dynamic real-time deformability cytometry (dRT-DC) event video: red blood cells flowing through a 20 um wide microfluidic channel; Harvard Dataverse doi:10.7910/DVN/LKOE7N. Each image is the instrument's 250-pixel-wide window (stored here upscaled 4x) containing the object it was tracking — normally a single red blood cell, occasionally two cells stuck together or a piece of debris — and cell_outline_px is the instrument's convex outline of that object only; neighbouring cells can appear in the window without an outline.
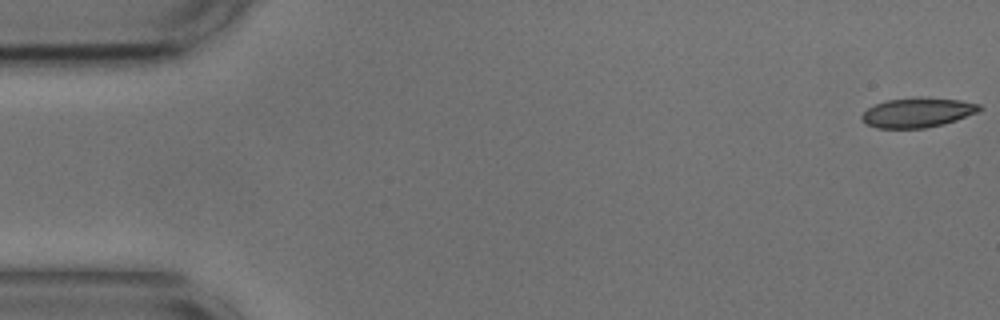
{"species": "common noctule bat (a hibernating species)", "species_latin": "Nyctalus noctula", "temperature_condition": "cold", "stored_images_in_passage": 8, "camera_frame_rate_fps": 3000, "um_per_image_px": 0.085, "animal": {"sex": "male", "body_mass_g": 17.9, "forearm_length_mm": 54.2}, "frame": {"image": 1, "passage_image": 1, "time_ms": 0.0, "image_size_px": [1000, 320], "cell_outline_px": [[984, 108], [976, 112], [956, 120], [944, 124], [924, 128], [876, 128], [864, 124], [860, 120], [860, 116], [868, 108], [876, 104], [888, 100], [960, 100], [980, 104]], "centroid_in_image_um": [77.94, 9.62], "position_along_channel_um": 7.1, "area_um2": 19.48}}